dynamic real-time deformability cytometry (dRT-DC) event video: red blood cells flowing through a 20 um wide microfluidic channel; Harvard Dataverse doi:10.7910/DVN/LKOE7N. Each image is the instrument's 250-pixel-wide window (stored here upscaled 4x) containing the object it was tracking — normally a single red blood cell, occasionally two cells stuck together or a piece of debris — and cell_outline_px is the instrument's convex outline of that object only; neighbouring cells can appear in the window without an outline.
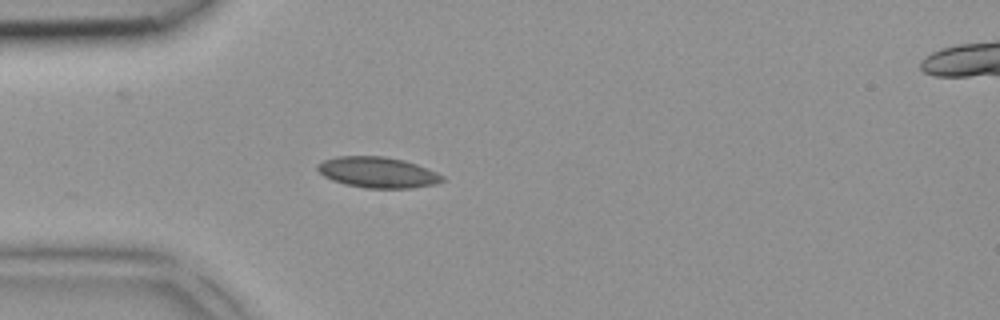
{"species": "common noctule bat (a hibernating species)", "species_latin": "Nyctalus noctula", "temperature_condition": "room temperature", "stored_images_in_passage": 3, "camera_frame_rate_fps": 3000, "um_per_image_px": 0.085, "animal": {"sex": "female", "body_mass_g": 18.4}, "frame": {"image": 1, "passage_image": 3, "time_ms": 0.667, "image_size_px": [1000, 320], "cell_outline_px": [[444, 180], [432, 184], [412, 188], [364, 188], [344, 184], [332, 180], [324, 176], [316, 168], [316, 164], [324, 160], [336, 156], [384, 156], [404, 160], [416, 164], [436, 172], [444, 176]], "centroid_in_image_um": [32.06, 14.65], "position_along_channel_um": 52.9, "area_um2": 22.37}}